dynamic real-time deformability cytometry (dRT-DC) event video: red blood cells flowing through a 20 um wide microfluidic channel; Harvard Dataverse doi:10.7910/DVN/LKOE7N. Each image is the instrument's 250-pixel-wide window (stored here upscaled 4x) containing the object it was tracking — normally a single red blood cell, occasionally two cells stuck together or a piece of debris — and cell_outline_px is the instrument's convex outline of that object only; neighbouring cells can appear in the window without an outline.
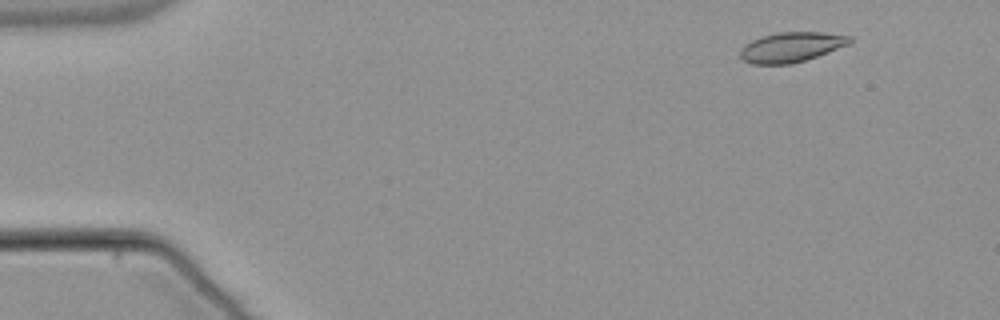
{"species": "common noctule bat (a hibernating species)", "species_latin": "Nyctalus noctula", "temperature_condition": "warm", "stored_images_in_passage": 52, "camera_frame_rate_fps": 3000, "um_per_image_px": 0.085, "animal": {"sex": "male", "body_mass_g": 21.5, "forearm_length_mm": 52.0}, "frame": {"image": 1, "passage_image": 4, "time_ms": 1.0, "image_size_px": [1000, 320], "cell_outline_px": [[852, 40], [848, 44], [816, 56], [792, 64], [752, 64], [744, 60], [740, 56], [740, 48], [744, 44], [760, 36], [780, 32], [824, 32], [852, 36]], "centroid_in_image_um": [67.22, 3.99], "position_along_channel_um": 17.8, "area_um2": 19.02}}
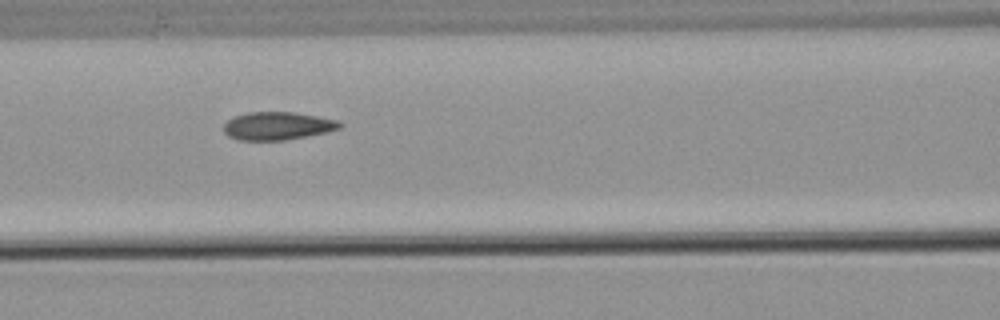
{"frame": {"image": 2, "passage_image": 22, "time_ms": 7.0, "image_size_px": [1000, 320], "cell_outline_px": [[344, 124], [340, 128], [324, 132], [284, 140], [240, 140], [228, 136], [224, 132], [224, 124], [228, 120], [236, 116], [248, 112], [292, 112], [316, 116], [336, 120]], "centroid_in_image_um": [23.56, 10.7], "position_along_channel_um": 143.0, "area_um2": 18.61}}
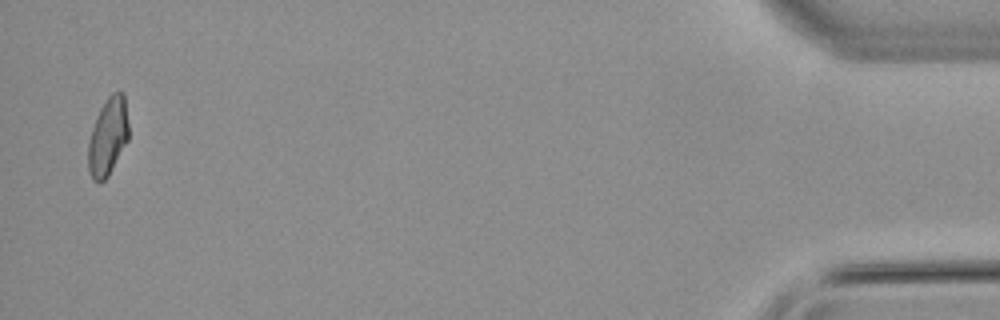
{"frame": {"image": 3, "passage_image": 51, "time_ms": 16.667, "image_size_px": [1000, 320], "cell_outline_px": [[128, 140], [108, 176], [100, 184], [92, 180], [88, 168], [88, 144], [92, 128], [96, 116], [100, 108], [108, 96], [112, 92], [124, 92], [128, 124]], "centroid_in_image_um": [9.16, 11.62], "position_along_channel_um": 426.0, "area_um2": 18.38}, "authors_computed_cell_mechanics": {"area_um2": 19.0162, "velocity_mm_per_s": 3.8424, "shape_relaxation_time_tau1_ms": null, "shape_relaxation_time_tau2_ms": 1.5635, "deformation_change_tau1": null, "deformation_change_tau2": 0.0622}}